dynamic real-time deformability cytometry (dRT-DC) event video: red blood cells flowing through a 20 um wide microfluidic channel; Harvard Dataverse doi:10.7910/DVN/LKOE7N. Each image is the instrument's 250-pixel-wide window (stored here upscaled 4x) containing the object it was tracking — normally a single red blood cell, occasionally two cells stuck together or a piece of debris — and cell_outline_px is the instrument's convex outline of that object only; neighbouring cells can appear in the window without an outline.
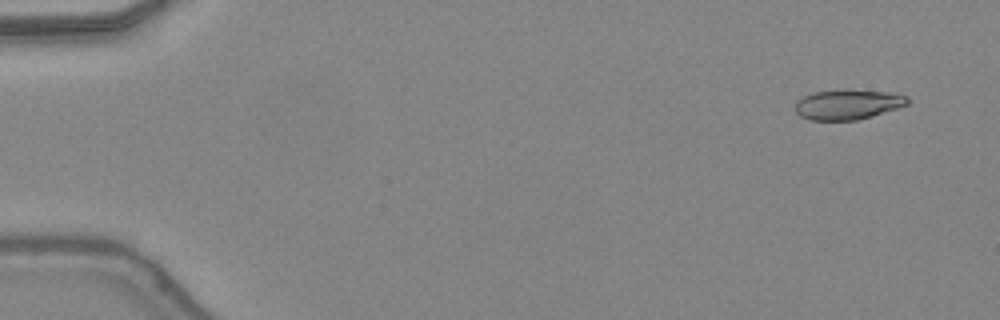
{"species": "common noctule bat (a hibernating species)", "species_latin": "Nyctalus noctula", "temperature_condition": "warm", "stored_images_in_passage": 47, "camera_frame_rate_fps": 3000, "um_per_image_px": 0.085, "animal": {"sex": "female", "body_mass_g": 24.6, "forearm_length_mm": 56.2}, "frame": {"image": 1, "passage_image": 3, "time_ms": 0.667, "image_size_px": [1000, 320], "cell_outline_px": [[908, 104], [872, 116], [856, 120], [812, 120], [800, 116], [796, 112], [796, 100], [812, 92], [896, 92], [908, 96]], "centroid_in_image_um": [72.06, 8.91], "position_along_channel_um": 12.9, "area_um2": 18.84}}
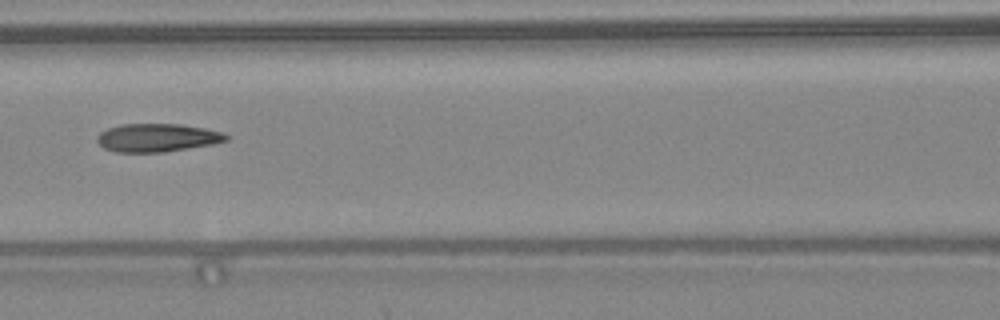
{"frame": {"image": 2, "passage_image": 22, "time_ms": 7.0, "image_size_px": [1000, 320], "cell_outline_px": [[228, 140], [212, 144], [164, 152], [116, 152], [104, 148], [96, 140], [96, 136], [100, 132], [108, 128], [120, 124], [180, 124], [204, 128], [220, 132], [228, 136]], "centroid_in_image_um": [13.32, 11.7], "position_along_channel_um": 153.3, "area_um2": 21.1}}
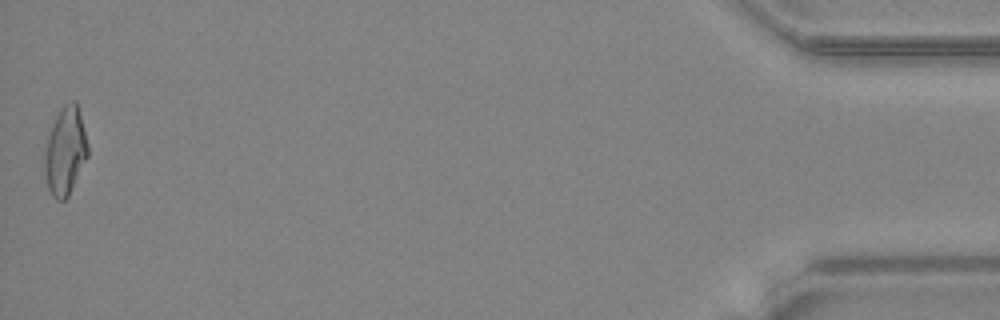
{"frame": {"image": 3, "passage_image": 47, "time_ms": 15.333, "image_size_px": [1000, 320], "cell_outline_px": [[88, 156], [68, 196], [64, 200], [56, 200], [52, 196], [48, 188], [44, 172], [44, 156], [48, 136], [56, 116], [64, 104], [72, 100], [76, 100], [84, 128], [88, 144]], "centroid_in_image_um": [5.55, 12.85], "position_along_channel_um": 429.7, "area_um2": 22.02}, "authors_computed_cell_mechanics": {"area_um2": 21.097, "velocity_mm_per_s": 4.4305, "shape_relaxation_time_tau1_ms": 7.1752, "shape_relaxation_time_tau2_ms": 2.1239, "deformation_change_tau1": 0.2683, "deformation_change_tau2": 0.1191}}